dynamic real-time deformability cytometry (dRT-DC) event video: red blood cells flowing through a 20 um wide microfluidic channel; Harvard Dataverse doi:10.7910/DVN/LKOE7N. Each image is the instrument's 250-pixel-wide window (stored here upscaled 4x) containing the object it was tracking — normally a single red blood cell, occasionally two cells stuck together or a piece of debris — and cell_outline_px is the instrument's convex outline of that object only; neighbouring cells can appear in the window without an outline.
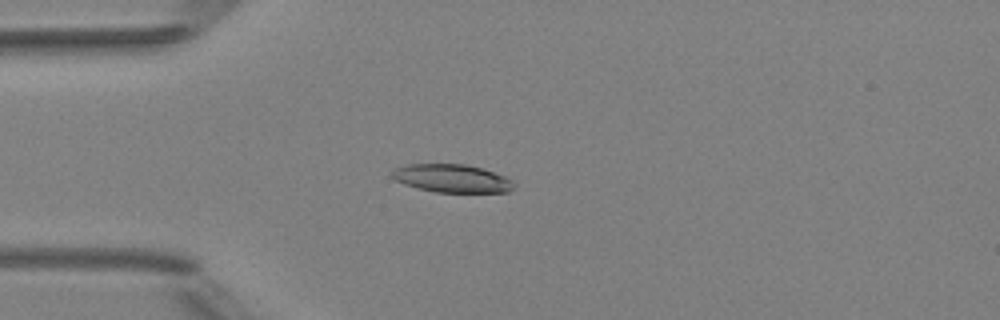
{"species": "Egyptian fruit bat (a non-hibernating species)", "species_latin": "Rousettus aegyptiacus", "temperature_condition": "room temperature", "stored_images_in_passage": 3, "camera_frame_rate_fps": 3000, "um_per_image_px": 0.085, "animal": {"sex": "female"}, "frame": {"image": 1, "passage_image": 3, "time_ms": 2.333, "image_size_px": [1000, 320], "cell_outline_px": [[516, 184], [508, 192], [436, 192], [404, 184], [396, 180], [392, 176], [392, 172], [396, 168], [408, 164], [464, 164], [480, 168], [504, 176], [512, 180]], "centroid_in_image_um": [38.43, 15.16], "position_along_channel_um": 46.6, "area_um2": 19.65}}